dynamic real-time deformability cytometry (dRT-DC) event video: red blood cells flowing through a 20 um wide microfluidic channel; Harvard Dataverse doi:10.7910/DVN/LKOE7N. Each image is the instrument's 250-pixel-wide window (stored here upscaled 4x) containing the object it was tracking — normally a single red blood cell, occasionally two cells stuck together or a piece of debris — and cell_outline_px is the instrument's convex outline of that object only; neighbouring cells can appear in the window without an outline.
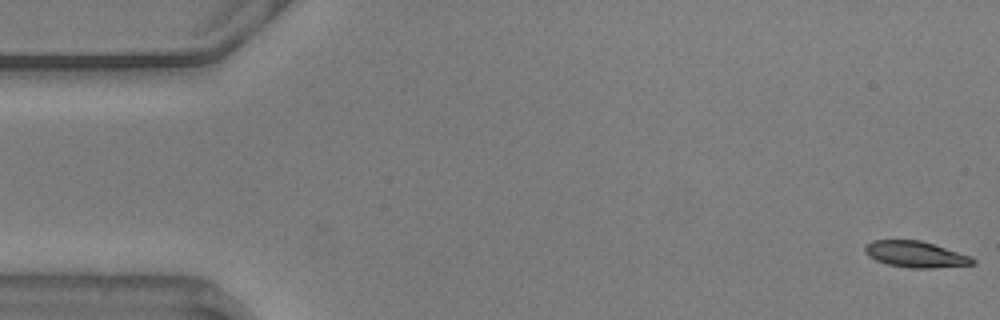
{"species": "common noctule bat (a hibernating species)", "species_latin": "Nyctalus noctula", "temperature_condition": "warm", "stored_images_in_passage": 56, "camera_frame_rate_fps": 3000, "um_per_image_px": 0.085, "animal": {"sex": "male", "body_mass_g": 20.5, "forearm_length_mm": 52.5}, "frame": {"image": 1, "passage_image": 1, "time_ms": 0.0, "image_size_px": [1000, 320], "cell_outline_px": [[976, 264], [932, 268], [912, 268], [888, 264], [876, 260], [868, 256], [864, 252], [864, 244], [872, 240], [920, 240], [972, 256], [976, 260]], "centroid_in_image_um": [77.82, 21.61], "position_along_channel_um": 7.2, "area_um2": 16.53}}
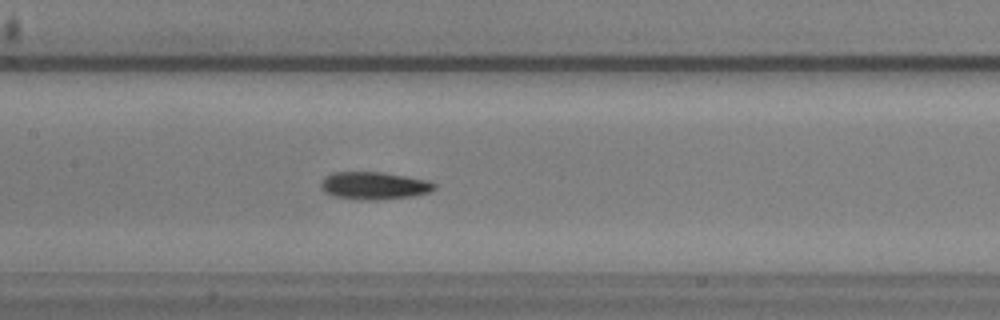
{"frame": {"image": 2, "passage_image": 26, "time_ms": 8.333, "image_size_px": [1000, 320], "cell_outline_px": [[436, 188], [432, 192], [412, 196], [376, 200], [368, 200], [336, 196], [324, 192], [320, 188], [320, 180], [324, 176], [332, 172], [384, 172], [428, 180], [436, 184]], "centroid_in_image_um": [31.8, 15.76], "position_along_channel_um": 175.6, "area_um2": 18.38}}
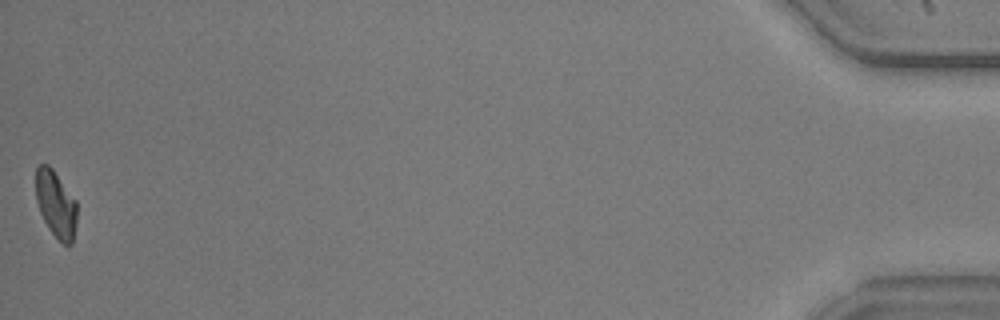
{"frame": {"image": 3, "passage_image": 56, "time_ms": 18.333, "image_size_px": [1000, 320], "cell_outline_px": [[76, 224], [72, 244], [64, 244], [48, 228], [40, 212], [36, 200], [36, 168], [40, 164], [48, 164], [52, 168], [76, 200]], "centroid_in_image_um": [4.74, 17.33], "position_along_channel_um": 430.5, "area_um2": 15.84}, "authors_computed_cell_mechanics": {"area_um2": 17.4267, "velocity_mm_per_s": 3.5816, "shape_relaxation_time_tau1_ms": 4.7598, "shape_relaxation_time_tau2_ms": null, "deformation_change_tau1": 0.1685, "deformation_change_tau2": null}}